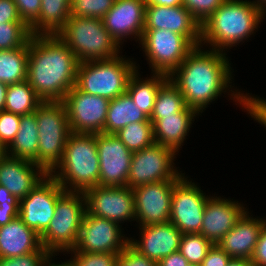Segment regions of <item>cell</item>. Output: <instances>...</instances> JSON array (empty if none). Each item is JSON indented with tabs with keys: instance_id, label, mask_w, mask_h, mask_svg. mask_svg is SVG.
Instances as JSON below:
<instances>
[{
	"instance_id": "1",
	"label": "cell",
	"mask_w": 266,
	"mask_h": 266,
	"mask_svg": "<svg viewBox=\"0 0 266 266\" xmlns=\"http://www.w3.org/2000/svg\"><path fill=\"white\" fill-rule=\"evenodd\" d=\"M201 48L196 46L168 76L184 97L186 106L202 114L210 103L228 91L229 98L248 111V93L233 89L234 71L227 54Z\"/></svg>"
},
{
	"instance_id": "2",
	"label": "cell",
	"mask_w": 266,
	"mask_h": 266,
	"mask_svg": "<svg viewBox=\"0 0 266 266\" xmlns=\"http://www.w3.org/2000/svg\"><path fill=\"white\" fill-rule=\"evenodd\" d=\"M79 63L56 34L32 35L26 80L43 102H62L75 86Z\"/></svg>"
},
{
	"instance_id": "3",
	"label": "cell",
	"mask_w": 266,
	"mask_h": 266,
	"mask_svg": "<svg viewBox=\"0 0 266 266\" xmlns=\"http://www.w3.org/2000/svg\"><path fill=\"white\" fill-rule=\"evenodd\" d=\"M263 19L265 13L251 1L226 0L201 24L200 45L226 53L254 35Z\"/></svg>"
},
{
	"instance_id": "4",
	"label": "cell",
	"mask_w": 266,
	"mask_h": 266,
	"mask_svg": "<svg viewBox=\"0 0 266 266\" xmlns=\"http://www.w3.org/2000/svg\"><path fill=\"white\" fill-rule=\"evenodd\" d=\"M99 166L96 134L71 132L61 161L49 174L65 191L84 192L99 186Z\"/></svg>"
},
{
	"instance_id": "5",
	"label": "cell",
	"mask_w": 266,
	"mask_h": 266,
	"mask_svg": "<svg viewBox=\"0 0 266 266\" xmlns=\"http://www.w3.org/2000/svg\"><path fill=\"white\" fill-rule=\"evenodd\" d=\"M79 62L108 60L120 55L121 46L101 19L71 15L56 34Z\"/></svg>"
},
{
	"instance_id": "6",
	"label": "cell",
	"mask_w": 266,
	"mask_h": 266,
	"mask_svg": "<svg viewBox=\"0 0 266 266\" xmlns=\"http://www.w3.org/2000/svg\"><path fill=\"white\" fill-rule=\"evenodd\" d=\"M133 59L118 55L108 60L80 62L75 86L85 93L112 100L127 91L128 81L139 67Z\"/></svg>"
},
{
	"instance_id": "7",
	"label": "cell",
	"mask_w": 266,
	"mask_h": 266,
	"mask_svg": "<svg viewBox=\"0 0 266 266\" xmlns=\"http://www.w3.org/2000/svg\"><path fill=\"white\" fill-rule=\"evenodd\" d=\"M85 212L83 192L64 191L57 199L53 219L40 235L41 246L54 257L73 249Z\"/></svg>"
},
{
	"instance_id": "8",
	"label": "cell",
	"mask_w": 266,
	"mask_h": 266,
	"mask_svg": "<svg viewBox=\"0 0 266 266\" xmlns=\"http://www.w3.org/2000/svg\"><path fill=\"white\" fill-rule=\"evenodd\" d=\"M38 126V165L48 174L61 161L71 134L67 111L62 102H42L35 110Z\"/></svg>"
},
{
	"instance_id": "9",
	"label": "cell",
	"mask_w": 266,
	"mask_h": 266,
	"mask_svg": "<svg viewBox=\"0 0 266 266\" xmlns=\"http://www.w3.org/2000/svg\"><path fill=\"white\" fill-rule=\"evenodd\" d=\"M151 73L170 75L195 46L183 35L170 30H144L139 42Z\"/></svg>"
},
{
	"instance_id": "10",
	"label": "cell",
	"mask_w": 266,
	"mask_h": 266,
	"mask_svg": "<svg viewBox=\"0 0 266 266\" xmlns=\"http://www.w3.org/2000/svg\"><path fill=\"white\" fill-rule=\"evenodd\" d=\"M177 153L165 146L154 143L132 153L128 187L131 189L164 180H179L184 173L174 163Z\"/></svg>"
},
{
	"instance_id": "11",
	"label": "cell",
	"mask_w": 266,
	"mask_h": 266,
	"mask_svg": "<svg viewBox=\"0 0 266 266\" xmlns=\"http://www.w3.org/2000/svg\"><path fill=\"white\" fill-rule=\"evenodd\" d=\"M185 174L174 184L170 222L182 233H200L205 205L210 197Z\"/></svg>"
},
{
	"instance_id": "12",
	"label": "cell",
	"mask_w": 266,
	"mask_h": 266,
	"mask_svg": "<svg viewBox=\"0 0 266 266\" xmlns=\"http://www.w3.org/2000/svg\"><path fill=\"white\" fill-rule=\"evenodd\" d=\"M62 103L67 111L71 132L103 133L110 100L85 93L74 86Z\"/></svg>"
},
{
	"instance_id": "13",
	"label": "cell",
	"mask_w": 266,
	"mask_h": 266,
	"mask_svg": "<svg viewBox=\"0 0 266 266\" xmlns=\"http://www.w3.org/2000/svg\"><path fill=\"white\" fill-rule=\"evenodd\" d=\"M83 195L87 214L118 224L135 221L134 193L130 187L96 186L85 190Z\"/></svg>"
},
{
	"instance_id": "14",
	"label": "cell",
	"mask_w": 266,
	"mask_h": 266,
	"mask_svg": "<svg viewBox=\"0 0 266 266\" xmlns=\"http://www.w3.org/2000/svg\"><path fill=\"white\" fill-rule=\"evenodd\" d=\"M122 226L114 221L85 212L76 246L69 251L120 253L129 244Z\"/></svg>"
},
{
	"instance_id": "15",
	"label": "cell",
	"mask_w": 266,
	"mask_h": 266,
	"mask_svg": "<svg viewBox=\"0 0 266 266\" xmlns=\"http://www.w3.org/2000/svg\"><path fill=\"white\" fill-rule=\"evenodd\" d=\"M65 190L48 174L26 197L20 200L19 217L26 226L41 235L54 217L58 197Z\"/></svg>"
},
{
	"instance_id": "16",
	"label": "cell",
	"mask_w": 266,
	"mask_h": 266,
	"mask_svg": "<svg viewBox=\"0 0 266 266\" xmlns=\"http://www.w3.org/2000/svg\"><path fill=\"white\" fill-rule=\"evenodd\" d=\"M177 181H158L132 189L138 226L170 222L173 187Z\"/></svg>"
},
{
	"instance_id": "17",
	"label": "cell",
	"mask_w": 266,
	"mask_h": 266,
	"mask_svg": "<svg viewBox=\"0 0 266 266\" xmlns=\"http://www.w3.org/2000/svg\"><path fill=\"white\" fill-rule=\"evenodd\" d=\"M100 160L99 186H128L132 158L130 151L115 134H96Z\"/></svg>"
},
{
	"instance_id": "18",
	"label": "cell",
	"mask_w": 266,
	"mask_h": 266,
	"mask_svg": "<svg viewBox=\"0 0 266 266\" xmlns=\"http://www.w3.org/2000/svg\"><path fill=\"white\" fill-rule=\"evenodd\" d=\"M144 0H115L113 7L103 17L106 30L122 46L127 38L140 42L145 24Z\"/></svg>"
},
{
	"instance_id": "19",
	"label": "cell",
	"mask_w": 266,
	"mask_h": 266,
	"mask_svg": "<svg viewBox=\"0 0 266 266\" xmlns=\"http://www.w3.org/2000/svg\"><path fill=\"white\" fill-rule=\"evenodd\" d=\"M170 30L185 36L195 47L200 45L201 25L183 5L150 4L145 9L144 30Z\"/></svg>"
},
{
	"instance_id": "20",
	"label": "cell",
	"mask_w": 266,
	"mask_h": 266,
	"mask_svg": "<svg viewBox=\"0 0 266 266\" xmlns=\"http://www.w3.org/2000/svg\"><path fill=\"white\" fill-rule=\"evenodd\" d=\"M238 202L221 196H210L205 205L200 234L217 244L248 210Z\"/></svg>"
},
{
	"instance_id": "21",
	"label": "cell",
	"mask_w": 266,
	"mask_h": 266,
	"mask_svg": "<svg viewBox=\"0 0 266 266\" xmlns=\"http://www.w3.org/2000/svg\"><path fill=\"white\" fill-rule=\"evenodd\" d=\"M139 240L130 237L129 244L156 263L179 250L182 233L171 223L139 226Z\"/></svg>"
},
{
	"instance_id": "22",
	"label": "cell",
	"mask_w": 266,
	"mask_h": 266,
	"mask_svg": "<svg viewBox=\"0 0 266 266\" xmlns=\"http://www.w3.org/2000/svg\"><path fill=\"white\" fill-rule=\"evenodd\" d=\"M47 175L42 167L26 159L5 155L0 160V185L19 200L26 197Z\"/></svg>"
},
{
	"instance_id": "23",
	"label": "cell",
	"mask_w": 266,
	"mask_h": 266,
	"mask_svg": "<svg viewBox=\"0 0 266 266\" xmlns=\"http://www.w3.org/2000/svg\"><path fill=\"white\" fill-rule=\"evenodd\" d=\"M246 211L217 245L232 258L251 259L266 219Z\"/></svg>"
},
{
	"instance_id": "24",
	"label": "cell",
	"mask_w": 266,
	"mask_h": 266,
	"mask_svg": "<svg viewBox=\"0 0 266 266\" xmlns=\"http://www.w3.org/2000/svg\"><path fill=\"white\" fill-rule=\"evenodd\" d=\"M198 115L194 109L186 107L175 115L149 118L153 124L155 143L168 147L178 154Z\"/></svg>"
},
{
	"instance_id": "25",
	"label": "cell",
	"mask_w": 266,
	"mask_h": 266,
	"mask_svg": "<svg viewBox=\"0 0 266 266\" xmlns=\"http://www.w3.org/2000/svg\"><path fill=\"white\" fill-rule=\"evenodd\" d=\"M41 247L40 235L26 226L19 216L0 226V257H17L37 252Z\"/></svg>"
},
{
	"instance_id": "26",
	"label": "cell",
	"mask_w": 266,
	"mask_h": 266,
	"mask_svg": "<svg viewBox=\"0 0 266 266\" xmlns=\"http://www.w3.org/2000/svg\"><path fill=\"white\" fill-rule=\"evenodd\" d=\"M38 126L35 112L21 116L19 130L5 153L12 158L26 159L38 165Z\"/></svg>"
},
{
	"instance_id": "27",
	"label": "cell",
	"mask_w": 266,
	"mask_h": 266,
	"mask_svg": "<svg viewBox=\"0 0 266 266\" xmlns=\"http://www.w3.org/2000/svg\"><path fill=\"white\" fill-rule=\"evenodd\" d=\"M139 71V68H137L131 75L126 92L130 95L134 104L150 118L158 90L169 77L163 73L152 72V76L149 78L143 79L142 77L141 79Z\"/></svg>"
},
{
	"instance_id": "28",
	"label": "cell",
	"mask_w": 266,
	"mask_h": 266,
	"mask_svg": "<svg viewBox=\"0 0 266 266\" xmlns=\"http://www.w3.org/2000/svg\"><path fill=\"white\" fill-rule=\"evenodd\" d=\"M148 119L149 117L134 104L130 95L125 92L110 100L103 133L115 134L126 125L146 122Z\"/></svg>"
},
{
	"instance_id": "29",
	"label": "cell",
	"mask_w": 266,
	"mask_h": 266,
	"mask_svg": "<svg viewBox=\"0 0 266 266\" xmlns=\"http://www.w3.org/2000/svg\"><path fill=\"white\" fill-rule=\"evenodd\" d=\"M71 0H41L39 19L30 27L32 35H55L70 18Z\"/></svg>"
},
{
	"instance_id": "30",
	"label": "cell",
	"mask_w": 266,
	"mask_h": 266,
	"mask_svg": "<svg viewBox=\"0 0 266 266\" xmlns=\"http://www.w3.org/2000/svg\"><path fill=\"white\" fill-rule=\"evenodd\" d=\"M29 43L24 47L0 51V82L10 85L27 78Z\"/></svg>"
},
{
	"instance_id": "31",
	"label": "cell",
	"mask_w": 266,
	"mask_h": 266,
	"mask_svg": "<svg viewBox=\"0 0 266 266\" xmlns=\"http://www.w3.org/2000/svg\"><path fill=\"white\" fill-rule=\"evenodd\" d=\"M42 102L27 80H24L8 85L5 111L23 116L35 112Z\"/></svg>"
},
{
	"instance_id": "32",
	"label": "cell",
	"mask_w": 266,
	"mask_h": 266,
	"mask_svg": "<svg viewBox=\"0 0 266 266\" xmlns=\"http://www.w3.org/2000/svg\"><path fill=\"white\" fill-rule=\"evenodd\" d=\"M184 97L178 88L168 79L158 90L154 109L150 118H163L175 115L186 108Z\"/></svg>"
},
{
	"instance_id": "33",
	"label": "cell",
	"mask_w": 266,
	"mask_h": 266,
	"mask_svg": "<svg viewBox=\"0 0 266 266\" xmlns=\"http://www.w3.org/2000/svg\"><path fill=\"white\" fill-rule=\"evenodd\" d=\"M115 135L132 152L140 151L155 143L153 124L149 119L146 122L126 125Z\"/></svg>"
},
{
	"instance_id": "34",
	"label": "cell",
	"mask_w": 266,
	"mask_h": 266,
	"mask_svg": "<svg viewBox=\"0 0 266 266\" xmlns=\"http://www.w3.org/2000/svg\"><path fill=\"white\" fill-rule=\"evenodd\" d=\"M213 245L200 233H184L178 251L187 259L189 264L200 266Z\"/></svg>"
},
{
	"instance_id": "35",
	"label": "cell",
	"mask_w": 266,
	"mask_h": 266,
	"mask_svg": "<svg viewBox=\"0 0 266 266\" xmlns=\"http://www.w3.org/2000/svg\"><path fill=\"white\" fill-rule=\"evenodd\" d=\"M32 36L25 23L0 24V51L24 47Z\"/></svg>"
},
{
	"instance_id": "36",
	"label": "cell",
	"mask_w": 266,
	"mask_h": 266,
	"mask_svg": "<svg viewBox=\"0 0 266 266\" xmlns=\"http://www.w3.org/2000/svg\"><path fill=\"white\" fill-rule=\"evenodd\" d=\"M114 3L115 0H71L70 14L102 20Z\"/></svg>"
},
{
	"instance_id": "37",
	"label": "cell",
	"mask_w": 266,
	"mask_h": 266,
	"mask_svg": "<svg viewBox=\"0 0 266 266\" xmlns=\"http://www.w3.org/2000/svg\"><path fill=\"white\" fill-rule=\"evenodd\" d=\"M71 258L62 262L65 266H115L119 253H89L67 251Z\"/></svg>"
},
{
	"instance_id": "38",
	"label": "cell",
	"mask_w": 266,
	"mask_h": 266,
	"mask_svg": "<svg viewBox=\"0 0 266 266\" xmlns=\"http://www.w3.org/2000/svg\"><path fill=\"white\" fill-rule=\"evenodd\" d=\"M53 257L47 249L41 247L37 252L17 257H0V266H49L54 261Z\"/></svg>"
},
{
	"instance_id": "39",
	"label": "cell",
	"mask_w": 266,
	"mask_h": 266,
	"mask_svg": "<svg viewBox=\"0 0 266 266\" xmlns=\"http://www.w3.org/2000/svg\"><path fill=\"white\" fill-rule=\"evenodd\" d=\"M21 116L0 111V143L7 148L14 140L20 126Z\"/></svg>"
},
{
	"instance_id": "40",
	"label": "cell",
	"mask_w": 266,
	"mask_h": 266,
	"mask_svg": "<svg viewBox=\"0 0 266 266\" xmlns=\"http://www.w3.org/2000/svg\"><path fill=\"white\" fill-rule=\"evenodd\" d=\"M226 0H183V6L201 25Z\"/></svg>"
},
{
	"instance_id": "41",
	"label": "cell",
	"mask_w": 266,
	"mask_h": 266,
	"mask_svg": "<svg viewBox=\"0 0 266 266\" xmlns=\"http://www.w3.org/2000/svg\"><path fill=\"white\" fill-rule=\"evenodd\" d=\"M115 266H157V263L139 253L130 244L118 254Z\"/></svg>"
},
{
	"instance_id": "42",
	"label": "cell",
	"mask_w": 266,
	"mask_h": 266,
	"mask_svg": "<svg viewBox=\"0 0 266 266\" xmlns=\"http://www.w3.org/2000/svg\"><path fill=\"white\" fill-rule=\"evenodd\" d=\"M22 21L30 28L38 19L41 0H13Z\"/></svg>"
},
{
	"instance_id": "43",
	"label": "cell",
	"mask_w": 266,
	"mask_h": 266,
	"mask_svg": "<svg viewBox=\"0 0 266 266\" xmlns=\"http://www.w3.org/2000/svg\"><path fill=\"white\" fill-rule=\"evenodd\" d=\"M247 114L266 128V99L248 93Z\"/></svg>"
},
{
	"instance_id": "44",
	"label": "cell",
	"mask_w": 266,
	"mask_h": 266,
	"mask_svg": "<svg viewBox=\"0 0 266 266\" xmlns=\"http://www.w3.org/2000/svg\"><path fill=\"white\" fill-rule=\"evenodd\" d=\"M24 23L13 0H0V24Z\"/></svg>"
},
{
	"instance_id": "45",
	"label": "cell",
	"mask_w": 266,
	"mask_h": 266,
	"mask_svg": "<svg viewBox=\"0 0 266 266\" xmlns=\"http://www.w3.org/2000/svg\"><path fill=\"white\" fill-rule=\"evenodd\" d=\"M230 258L224 250L214 244L200 266H226Z\"/></svg>"
},
{
	"instance_id": "46",
	"label": "cell",
	"mask_w": 266,
	"mask_h": 266,
	"mask_svg": "<svg viewBox=\"0 0 266 266\" xmlns=\"http://www.w3.org/2000/svg\"><path fill=\"white\" fill-rule=\"evenodd\" d=\"M250 261L253 266H266V224L260 233Z\"/></svg>"
},
{
	"instance_id": "47",
	"label": "cell",
	"mask_w": 266,
	"mask_h": 266,
	"mask_svg": "<svg viewBox=\"0 0 266 266\" xmlns=\"http://www.w3.org/2000/svg\"><path fill=\"white\" fill-rule=\"evenodd\" d=\"M19 216V205H0V226Z\"/></svg>"
},
{
	"instance_id": "48",
	"label": "cell",
	"mask_w": 266,
	"mask_h": 266,
	"mask_svg": "<svg viewBox=\"0 0 266 266\" xmlns=\"http://www.w3.org/2000/svg\"><path fill=\"white\" fill-rule=\"evenodd\" d=\"M189 262L187 259L179 252H173L172 254L164 257L157 262V266H188Z\"/></svg>"
},
{
	"instance_id": "49",
	"label": "cell",
	"mask_w": 266,
	"mask_h": 266,
	"mask_svg": "<svg viewBox=\"0 0 266 266\" xmlns=\"http://www.w3.org/2000/svg\"><path fill=\"white\" fill-rule=\"evenodd\" d=\"M20 200L12 195L5 186L0 185V205H19Z\"/></svg>"
},
{
	"instance_id": "50",
	"label": "cell",
	"mask_w": 266,
	"mask_h": 266,
	"mask_svg": "<svg viewBox=\"0 0 266 266\" xmlns=\"http://www.w3.org/2000/svg\"><path fill=\"white\" fill-rule=\"evenodd\" d=\"M144 1L146 6L150 4H157L160 6H167V7L183 5V0H144Z\"/></svg>"
},
{
	"instance_id": "51",
	"label": "cell",
	"mask_w": 266,
	"mask_h": 266,
	"mask_svg": "<svg viewBox=\"0 0 266 266\" xmlns=\"http://www.w3.org/2000/svg\"><path fill=\"white\" fill-rule=\"evenodd\" d=\"M226 266H253L250 259L230 258Z\"/></svg>"
},
{
	"instance_id": "52",
	"label": "cell",
	"mask_w": 266,
	"mask_h": 266,
	"mask_svg": "<svg viewBox=\"0 0 266 266\" xmlns=\"http://www.w3.org/2000/svg\"><path fill=\"white\" fill-rule=\"evenodd\" d=\"M8 85L0 82V111H5V101Z\"/></svg>"
},
{
	"instance_id": "53",
	"label": "cell",
	"mask_w": 266,
	"mask_h": 266,
	"mask_svg": "<svg viewBox=\"0 0 266 266\" xmlns=\"http://www.w3.org/2000/svg\"><path fill=\"white\" fill-rule=\"evenodd\" d=\"M251 2L266 14V0H252Z\"/></svg>"
},
{
	"instance_id": "54",
	"label": "cell",
	"mask_w": 266,
	"mask_h": 266,
	"mask_svg": "<svg viewBox=\"0 0 266 266\" xmlns=\"http://www.w3.org/2000/svg\"><path fill=\"white\" fill-rule=\"evenodd\" d=\"M6 148L3 145H0V160L6 155Z\"/></svg>"
},
{
	"instance_id": "55",
	"label": "cell",
	"mask_w": 266,
	"mask_h": 266,
	"mask_svg": "<svg viewBox=\"0 0 266 266\" xmlns=\"http://www.w3.org/2000/svg\"><path fill=\"white\" fill-rule=\"evenodd\" d=\"M57 263V264H56ZM55 263V261L53 262V263H51L49 266H63V263H62V261H61V264H60V262L58 263V262H56Z\"/></svg>"
}]
</instances>
